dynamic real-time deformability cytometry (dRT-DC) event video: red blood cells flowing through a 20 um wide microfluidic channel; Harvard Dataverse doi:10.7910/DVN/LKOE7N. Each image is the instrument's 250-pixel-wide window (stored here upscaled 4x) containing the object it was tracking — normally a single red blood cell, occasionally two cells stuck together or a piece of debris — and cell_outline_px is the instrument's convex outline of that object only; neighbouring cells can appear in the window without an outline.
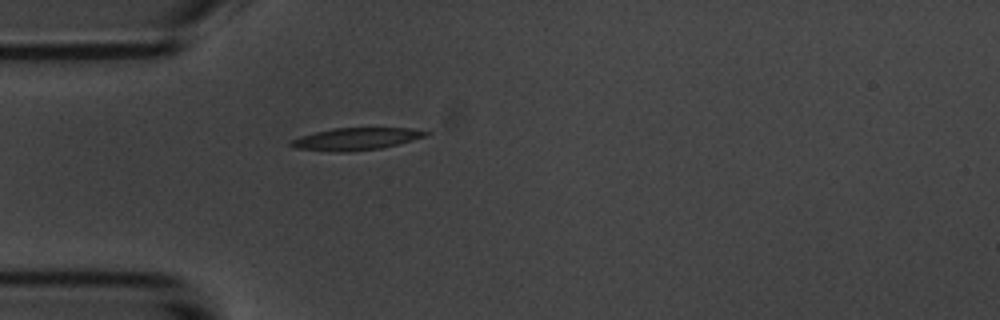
{"species": "common noctule bat (a hibernating species)", "species_latin": "Nyctalus noctula", "temperature_condition": "room temperature", "stored_images_in_passage": 1, "camera_frame_rate_fps": 3000, "um_per_image_px": 0.085, "animal": {"sex": "male", "body_mass_g": 20.1, "forearm_length_mm": 53.5}, "frame": {"image": 1, "passage_image": 1, "time_ms": 0.0, "image_size_px": [1000, 320], "cell_outline_px": [[432, 132], [424, 136], [396, 144], [380, 148], [348, 152], [340, 152], [296, 148], [288, 144], [288, 140], [300, 136], [332, 128], [408, 128]], "centroid_in_image_um": [30.18, 11.8], "position_along_channel_um": 54.8, "area_um2": 17.22}}